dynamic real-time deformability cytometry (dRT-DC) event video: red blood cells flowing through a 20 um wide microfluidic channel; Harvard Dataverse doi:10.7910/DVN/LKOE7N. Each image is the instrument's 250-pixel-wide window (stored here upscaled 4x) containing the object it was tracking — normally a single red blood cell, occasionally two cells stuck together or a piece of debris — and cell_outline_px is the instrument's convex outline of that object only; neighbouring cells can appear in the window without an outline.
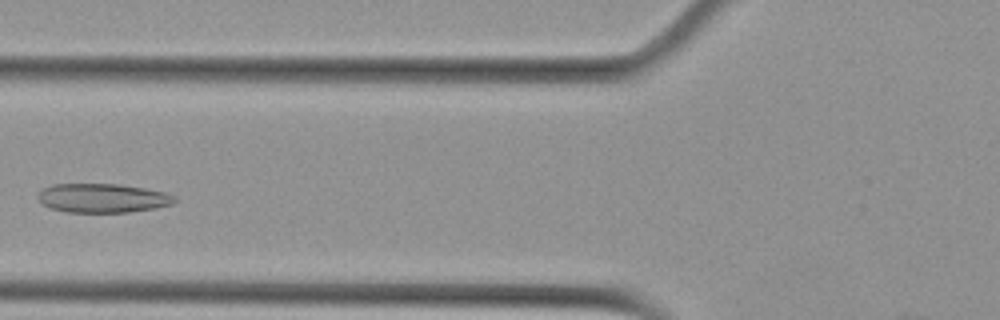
{"species": "Egyptian fruit bat (a non-hibernating species)", "species_latin": "Rousettus aegyptiacus", "temperature_condition": "cold", "stored_images_in_passage": 5, "camera_frame_rate_fps": 3000, "um_per_image_px": 0.085, "animal": {"sex": "female"}, "frame": {"image": 1, "passage_image": 4, "time_ms": 1.0, "image_size_px": [1000, 320], "cell_outline_px": [[176, 200], [172, 204], [156, 208], [128, 212], [68, 212], [48, 208], [36, 196], [44, 188], [52, 184], [120, 184], [144, 188], [164, 192], [176, 196]], "centroid_in_image_um": [8.73, 16.83], "position_along_channel_um": 117.1, "area_um2": 23.12}}
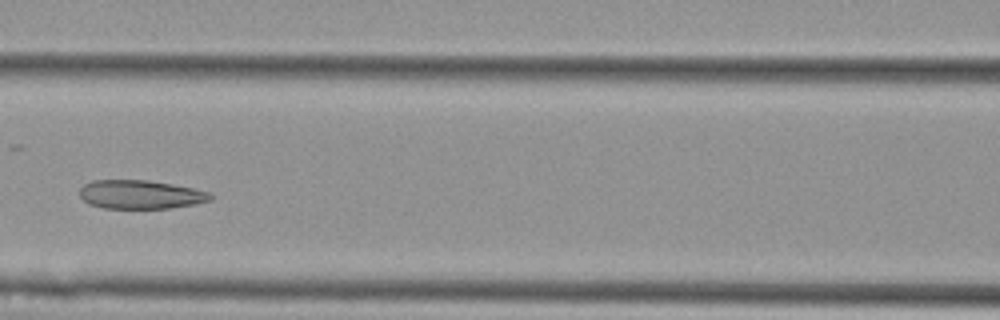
{"frame": {"image": 2, "passage_image": 5, "time_ms": 1.333, "image_size_px": [1000, 320], "cell_outline_px": [[212, 200], [196, 204], [168, 208], [104, 208], [88, 204], [80, 196], [80, 188], [84, 184], [92, 180], [148, 180], [196, 188], [208, 192], [212, 196]], "centroid_in_image_um": [11.95, 16.53], "position_along_channel_um": 154.7, "area_um2": 21.96}}